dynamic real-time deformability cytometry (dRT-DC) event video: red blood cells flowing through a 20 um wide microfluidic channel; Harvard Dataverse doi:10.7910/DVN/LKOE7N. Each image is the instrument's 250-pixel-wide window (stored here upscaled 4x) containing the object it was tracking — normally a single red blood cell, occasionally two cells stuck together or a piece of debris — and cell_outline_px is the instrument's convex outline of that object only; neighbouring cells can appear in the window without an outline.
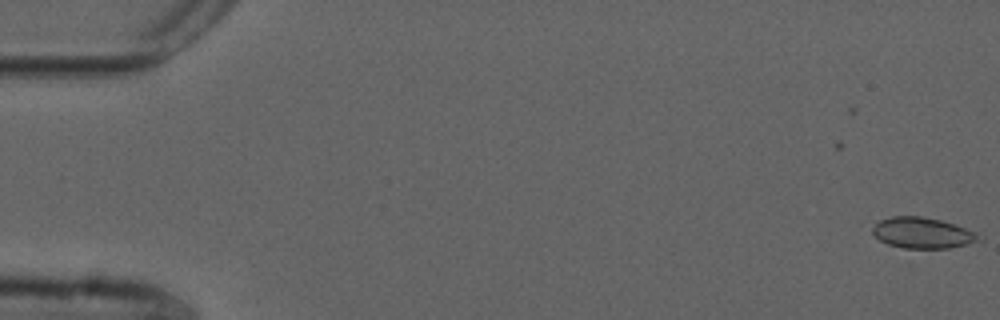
{"species": "common noctule bat (a hibernating species)", "species_latin": "Nyctalus noctula", "temperature_condition": "cold", "stored_images_in_passage": 2, "camera_frame_rate_fps": 3000, "um_per_image_px": 0.085, "animal": {"sex": "male", "forearm_length_mm": 52.5}, "frame": {"image": 1, "passage_image": 2, "time_ms": 0.333, "image_size_px": [1000, 320], "cell_outline_px": [[984, 240], [968, 244], [948, 248], [904, 248], [888, 244], [880, 240], [872, 232], [872, 228], [880, 220], [892, 216], [920, 216], [940, 220], [956, 224], [980, 232], [984, 236]], "centroid_in_image_um": [78.52, 19.8], "position_along_channel_um": 6.5, "area_um2": 19.42}}